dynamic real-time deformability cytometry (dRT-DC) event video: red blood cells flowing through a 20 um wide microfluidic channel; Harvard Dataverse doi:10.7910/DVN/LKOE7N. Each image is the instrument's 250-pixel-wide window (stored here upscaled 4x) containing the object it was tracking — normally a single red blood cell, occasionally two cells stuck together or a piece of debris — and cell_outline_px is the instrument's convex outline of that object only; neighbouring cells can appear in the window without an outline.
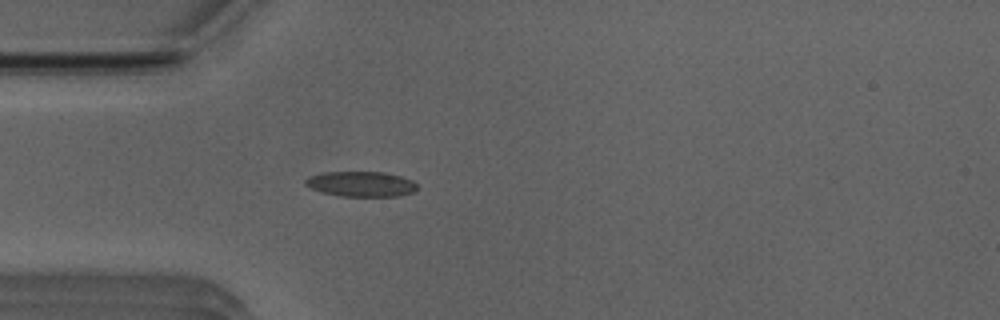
{"species": "Egyptian fruit bat (a non-hibernating species)", "species_latin": "Rousettus aegyptiacus", "temperature_condition": "room temperature", "stored_images_in_passage": 47, "camera_frame_rate_fps": 3000, "um_per_image_px": 0.085, "animal": {"sex": "male"}, "frame": {"image": 1, "passage_image": 10, "time_ms": 3.0, "image_size_px": [1000, 320], "cell_outline_px": [[416, 188], [412, 192], [400, 196], [340, 196], [320, 192], [304, 184], [304, 180], [308, 176], [320, 172], [384, 172], [400, 176], [412, 180], [416, 184]], "centroid_in_image_um": [30.64, 15.63], "position_along_channel_um": 54.4, "area_um2": 16.47}}
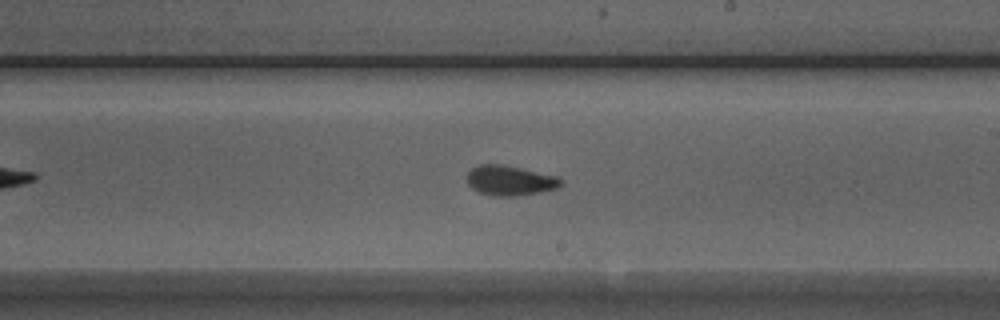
{"frame": {"image": 2, "passage_image": 25, "time_ms": 8.0, "image_size_px": [1000, 320], "cell_outline_px": [[564, 184], [556, 188], [540, 192], [516, 196], [492, 196], [480, 192], [472, 188], [468, 184], [468, 172], [472, 168], [480, 164], [504, 164], [560, 176], [564, 180]], "centroid_in_image_um": [43.41, 15.33], "position_along_channel_um": 245.6, "area_um2": 16.65}}
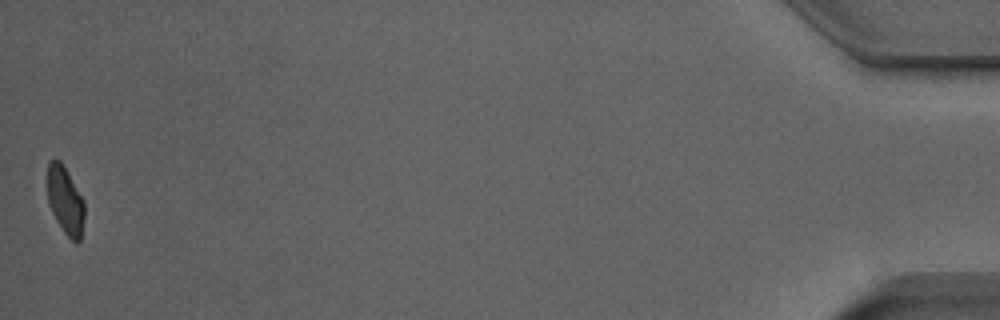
{"frame": {"image": 3, "passage_image": 47, "time_ms": 15.333, "image_size_px": [1000, 320], "cell_outline_px": [[84, 216], [80, 240], [76, 244], [64, 232], [56, 220], [52, 212], [48, 200], [48, 164], [52, 160], [60, 160], [84, 200]], "centroid_in_image_um": [5.56, 17.07], "position_along_channel_um": 429.6, "area_um2": 14.33}, "authors_computed_cell_mechanics": {"area_um2": 15.895, "velocity_mm_per_s": 3.9211, "shape_relaxation_time_tau1_ms": 6.7284, "shape_relaxation_time_tau2_ms": 1.1873, "deformation_change_tau1": 0.1507, "deformation_change_tau2": 0.0682}}